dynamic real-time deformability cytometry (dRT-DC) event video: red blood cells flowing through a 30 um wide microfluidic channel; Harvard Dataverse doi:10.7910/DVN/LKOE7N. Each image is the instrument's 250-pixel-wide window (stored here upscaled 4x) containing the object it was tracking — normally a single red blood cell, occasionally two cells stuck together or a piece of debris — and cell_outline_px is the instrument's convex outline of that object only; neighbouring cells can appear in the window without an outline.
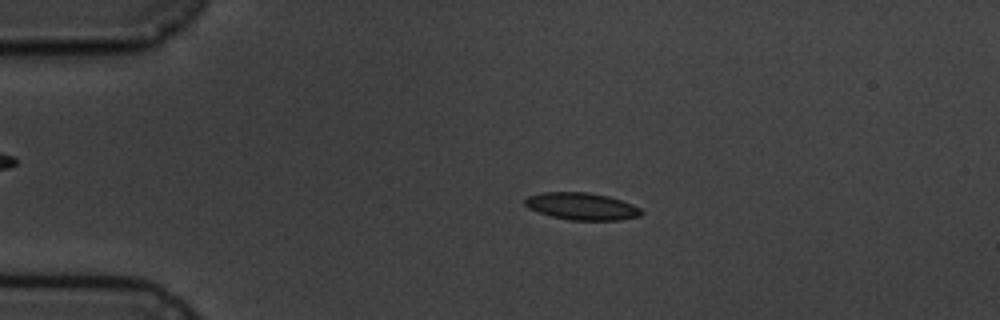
{"species": "common noctule bat (a hibernating species)", "species_latin": "Nyctalus noctula", "temperature_condition": "cold", "stored_images_in_passage": 4, "camera_frame_rate_fps": 3000, "um_per_image_px": 0.085, "animal": {"sex": "male", "body_mass_g": 19.5, "forearm_length_mm": 54.6}, "frame": {"image": 1, "passage_image": 2, "time_ms": 1.0, "image_size_px": [1000, 320], "cell_outline_px": [[644, 212], [640, 216], [620, 220], [568, 220], [552, 216], [528, 208], [524, 204], [524, 200], [528, 196], [540, 192], [588, 192], [608, 196], [632, 204], [640, 208]], "centroid_in_image_um": [49.45, 17.53], "position_along_channel_um": 35.6, "area_um2": 18.44}}
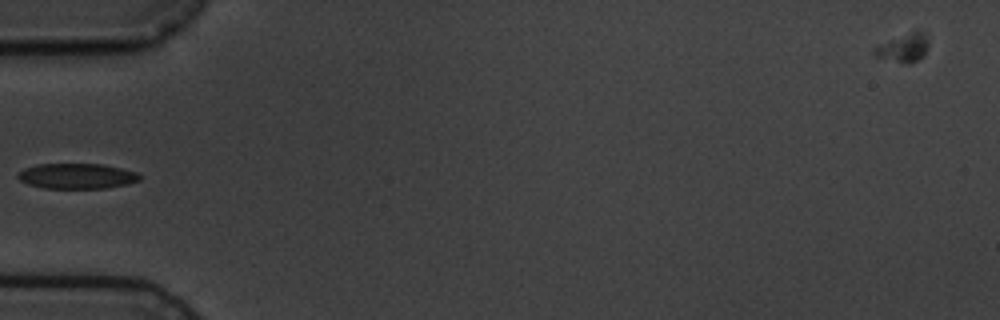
{"frame": {"image": 2, "passage_image": 4, "time_ms": 3.333, "image_size_px": [1000, 320], "cell_outline_px": [[140, 180], [128, 184], [104, 188], [44, 188], [28, 184], [20, 180], [16, 176], [24, 168], [36, 164], [104, 164], [136, 172], [140, 176]], "centroid_in_image_um": [6.52, 14.96], "position_along_channel_um": 78.5, "area_um2": 17.92}}